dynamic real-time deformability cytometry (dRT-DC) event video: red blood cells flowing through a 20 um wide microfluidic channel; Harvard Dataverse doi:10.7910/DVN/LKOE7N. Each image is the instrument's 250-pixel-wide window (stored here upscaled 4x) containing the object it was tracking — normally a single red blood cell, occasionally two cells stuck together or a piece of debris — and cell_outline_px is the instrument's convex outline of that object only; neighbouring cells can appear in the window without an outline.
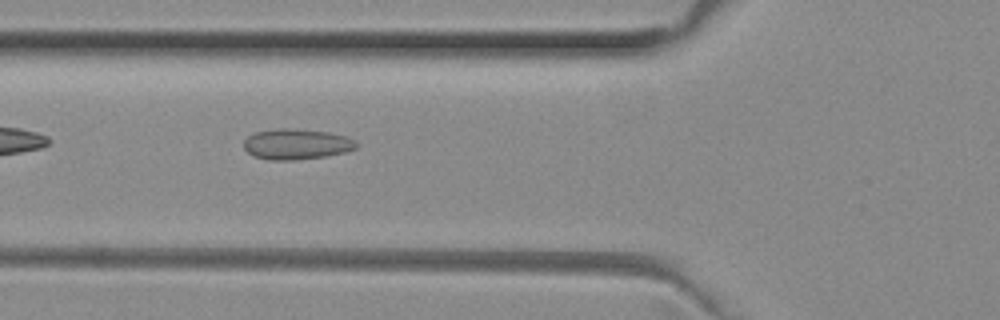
{"species": "common noctule bat (a hibernating species)", "species_latin": "Nyctalus noctula", "temperature_condition": "room temperature", "stored_images_in_passage": 36, "camera_frame_rate_fps": 3000, "um_per_image_px": 0.085, "animal": {"sex": "female", "body_mass_g": 29.2, "forearm_length_mm": 56.3}, "frame": {"image": 1, "passage_image": 3, "time_ms": 0.667, "image_size_px": [1000, 320], "cell_outline_px": [[360, 144], [356, 148], [344, 152], [324, 156], [292, 160], [268, 160], [252, 156], [244, 148], [244, 140], [248, 136], [256, 132], [280, 128], [292, 128], [328, 132], [348, 136], [356, 140]], "centroid_in_image_um": [25.22, 12.25], "position_along_channel_um": 100.6, "area_um2": 20.17}}
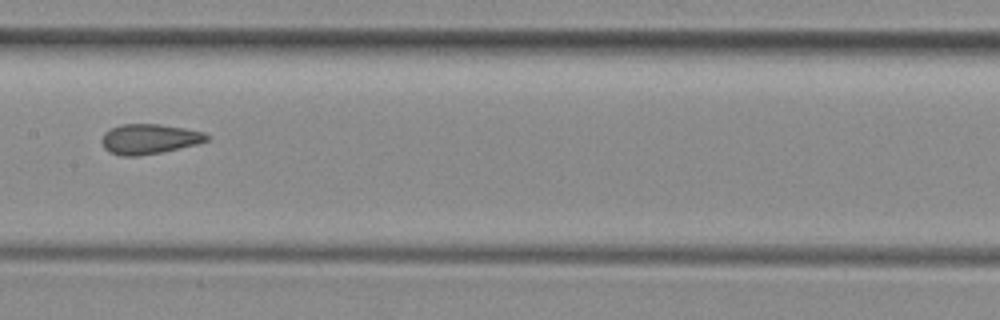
{"frame": {"image": 2, "passage_image": 10, "time_ms": 3.0, "image_size_px": [1000, 320], "cell_outline_px": [[208, 140], [196, 144], [160, 152], [140, 156], [120, 156], [108, 152], [104, 148], [100, 140], [104, 132], [120, 124], [160, 124], [184, 128], [204, 132], [208, 136]], "centroid_in_image_um": [12.63, 11.81], "position_along_channel_um": 194.8, "area_um2": 18.38}}
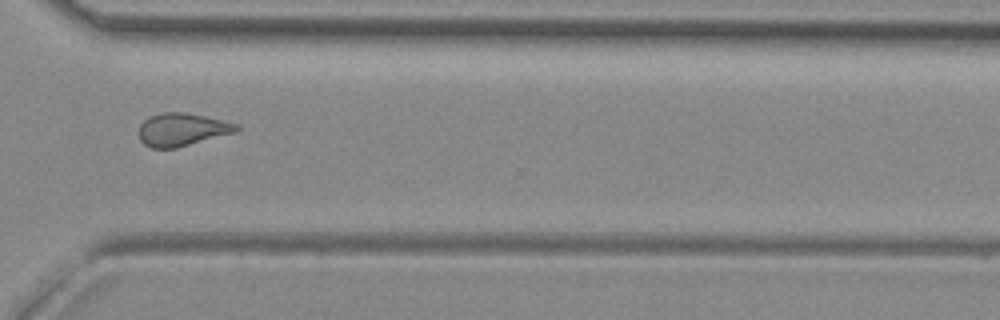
{"frame": {"image": 3, "passage_image": 22, "time_ms": 7.0, "image_size_px": [1000, 320], "cell_outline_px": [[240, 128], [236, 132], [176, 148], [152, 148], [144, 144], [140, 140], [140, 124], [148, 116], [160, 112], [184, 112], [204, 116], [240, 124]], "centroid_in_image_um": [15.48, 11.0], "position_along_channel_um": 355.1, "area_um2": 18.73}}